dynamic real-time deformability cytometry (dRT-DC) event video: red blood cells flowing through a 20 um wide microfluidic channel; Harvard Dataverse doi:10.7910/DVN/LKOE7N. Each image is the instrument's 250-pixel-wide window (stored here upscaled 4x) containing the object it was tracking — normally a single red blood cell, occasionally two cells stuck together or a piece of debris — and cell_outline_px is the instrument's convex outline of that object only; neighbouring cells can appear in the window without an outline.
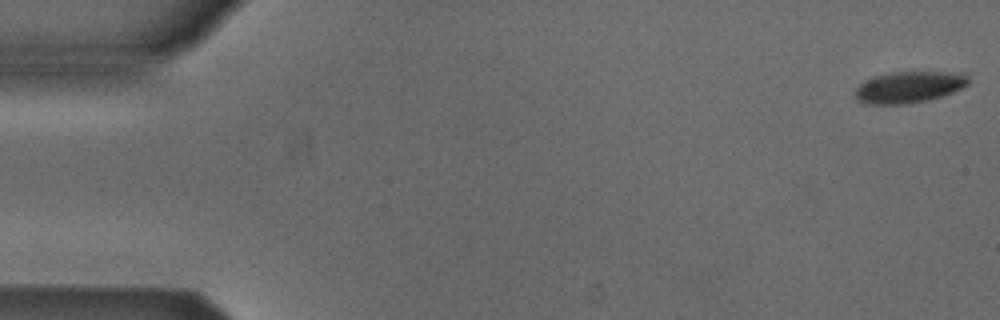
{"species": "Egyptian fruit bat (a non-hibernating species)", "species_latin": "Rousettus aegyptiacus", "temperature_condition": "cold", "stored_images_in_passage": 53, "camera_frame_rate_fps": 3000, "um_per_image_px": 0.085, "animal": {"sex": "male"}, "frame": {"image": 1, "passage_image": 1, "time_ms": 0.0, "image_size_px": [1000, 320], "cell_outline_px": [[968, 84], [952, 92], [928, 100], [904, 104], [872, 104], [860, 100], [856, 96], [856, 88], [864, 80], [888, 72], [948, 72], [968, 76]], "centroid_in_image_um": [77.24, 7.4], "position_along_channel_um": 7.8, "area_um2": 20.29}}
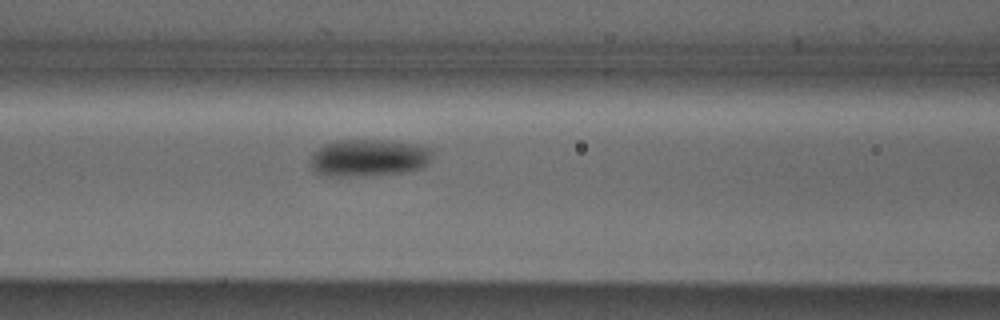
{"frame": {"image": 2, "passage_image": 22, "time_ms": 7.0, "image_size_px": [1000, 320], "cell_outline_px": [[432, 156], [428, 164], [420, 168], [404, 172], [348, 176], [328, 176], [316, 172], [312, 168], [312, 152], [324, 144], [336, 140], [392, 140], [420, 144], [432, 148]], "centroid_in_image_um": [31.38, 13.38], "position_along_channel_um": 135.2, "area_um2": 26.53}}
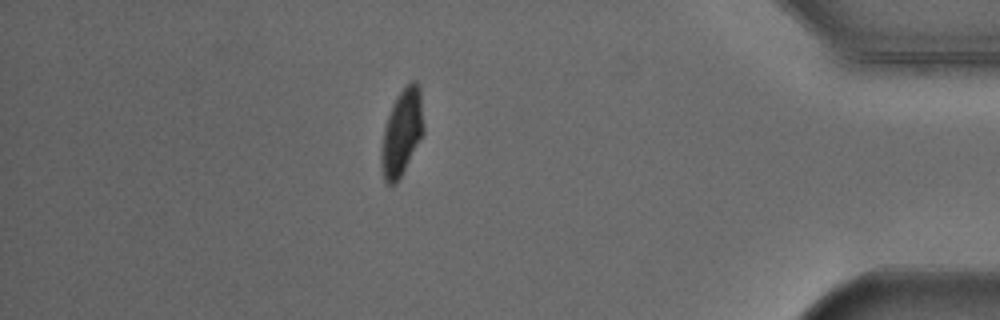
{"frame": {"image": 3, "passage_image": 46, "time_ms": 15.0, "image_size_px": [1000, 320], "cell_outline_px": [[424, 132], [396, 184], [392, 188], [384, 180], [380, 164], [380, 152], [384, 128], [392, 104], [396, 96], [412, 80], [416, 80], [420, 88], [424, 128]], "centroid_in_image_um": [34.14, 11.28], "position_along_channel_um": 401.1, "area_um2": 21.27}, "authors_computed_cell_mechanics": {"area_um2": 22.8888, "velocity_mm_per_s": 3.8651, "shape_relaxation_time_tau1_ms": 2.3327, "shape_relaxation_time_tau2_ms": null, "deformation_change_tau1": 0.1119, "deformation_change_tau2": null}}